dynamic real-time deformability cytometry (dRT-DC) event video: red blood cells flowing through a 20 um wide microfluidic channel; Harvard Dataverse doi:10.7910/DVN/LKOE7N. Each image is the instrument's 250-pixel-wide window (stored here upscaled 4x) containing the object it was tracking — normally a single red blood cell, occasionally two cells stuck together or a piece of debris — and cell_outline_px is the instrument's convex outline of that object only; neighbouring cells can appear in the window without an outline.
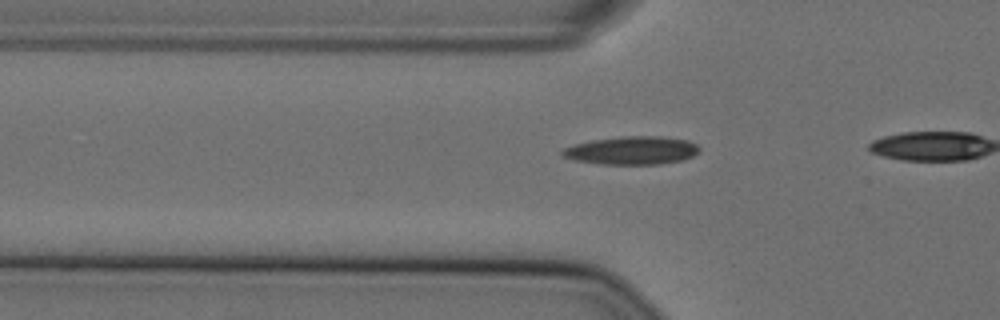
{"species": "Egyptian fruit bat (a non-hibernating species)", "species_latin": "Rousettus aegyptiacus", "temperature_condition": "cold", "stored_images_in_passage": 14, "camera_frame_rate_fps": 3000, "um_per_image_px": 0.085, "animal": {"sex": "female"}, "frame": {"image": 1, "passage_image": 8, "time_ms": 2.333, "image_size_px": [1000, 320], "cell_outline_px": [[700, 152], [684, 160], [660, 164], [600, 164], [576, 160], [560, 156], [560, 152], [564, 148], [576, 144], [592, 140], [620, 136], [660, 136], [688, 140], [696, 144], [700, 148]], "centroid_in_image_um": [53.73, 12.79], "position_along_channel_um": 72.1, "area_um2": 22.6}}